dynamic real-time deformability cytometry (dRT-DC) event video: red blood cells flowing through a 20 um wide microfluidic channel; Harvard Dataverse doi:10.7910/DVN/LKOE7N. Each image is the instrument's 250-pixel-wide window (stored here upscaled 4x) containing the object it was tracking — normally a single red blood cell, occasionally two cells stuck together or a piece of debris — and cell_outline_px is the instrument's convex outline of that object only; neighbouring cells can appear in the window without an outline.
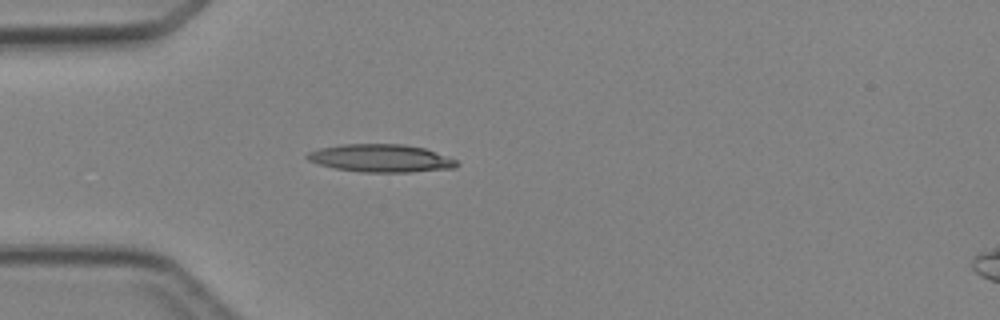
{"species": "Egyptian fruit bat (a non-hibernating species)", "species_latin": "Rousettus aegyptiacus", "temperature_condition": "cold", "stored_images_in_passage": 1, "camera_frame_rate_fps": 3000, "um_per_image_px": 0.085, "animal": {"sex": "female"}, "frame": {"image": 1, "passage_image": 1, "time_ms": 0.0, "image_size_px": [1000, 320], "cell_outline_px": [[460, 164], [456, 168], [412, 172], [360, 172], [336, 168], [320, 164], [308, 160], [304, 156], [308, 152], [320, 148], [344, 144], [404, 144], [424, 148], [456, 160]], "centroid_in_image_um": [32.38, 13.45], "position_along_channel_um": 52.6, "area_um2": 24.16}}